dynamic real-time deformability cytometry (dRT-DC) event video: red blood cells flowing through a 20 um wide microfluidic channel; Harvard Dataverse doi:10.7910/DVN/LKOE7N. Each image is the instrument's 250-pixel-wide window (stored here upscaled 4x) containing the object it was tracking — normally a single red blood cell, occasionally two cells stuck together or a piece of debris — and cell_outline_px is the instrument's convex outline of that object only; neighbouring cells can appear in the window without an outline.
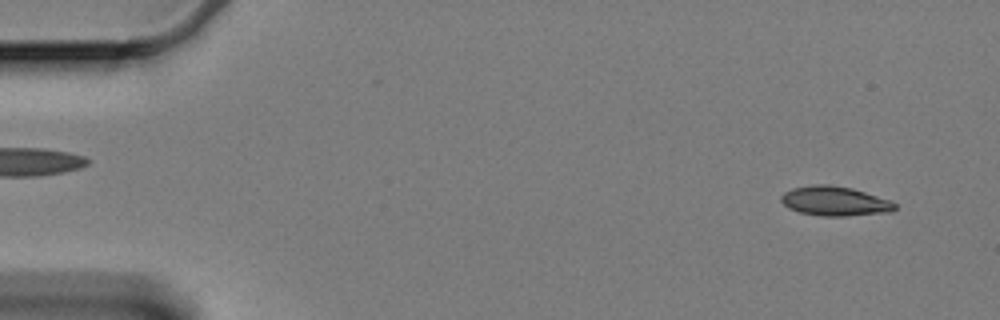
{"species": "Egyptian fruit bat (a non-hibernating species)", "species_latin": "Rousettus aegyptiacus", "temperature_condition": "cold", "stored_images_in_passage": 57, "camera_frame_rate_fps": 3000, "um_per_image_px": 0.085, "animal": {"sex": "female"}, "frame": {"image": 1, "passage_image": 1, "time_ms": 0.0, "image_size_px": [1000, 320], "cell_outline_px": [[896, 208], [892, 212], [848, 216], [820, 216], [800, 212], [788, 208], [780, 200], [780, 196], [784, 192], [792, 188], [812, 184], [832, 184], [852, 188], [888, 200], [896, 204]], "centroid_in_image_um": [70.92, 17.09], "position_along_channel_um": 14.1, "area_um2": 19.65}}
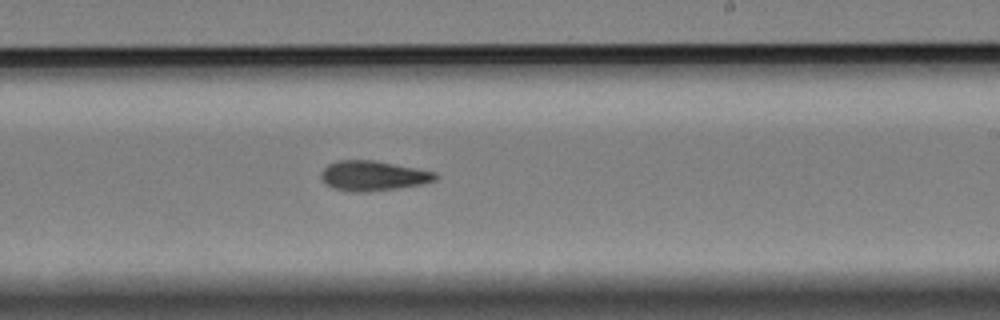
{"frame": {"image": 2, "passage_image": 33, "time_ms": 10.667, "image_size_px": [1000, 320], "cell_outline_px": [[440, 176], [436, 180], [424, 184], [400, 188], [368, 192], [352, 192], [332, 188], [324, 184], [320, 176], [320, 172], [328, 164], [340, 160], [372, 160], [436, 172]], "centroid_in_image_um": [31.71, 14.96], "position_along_channel_um": 257.3, "area_um2": 20.17}}
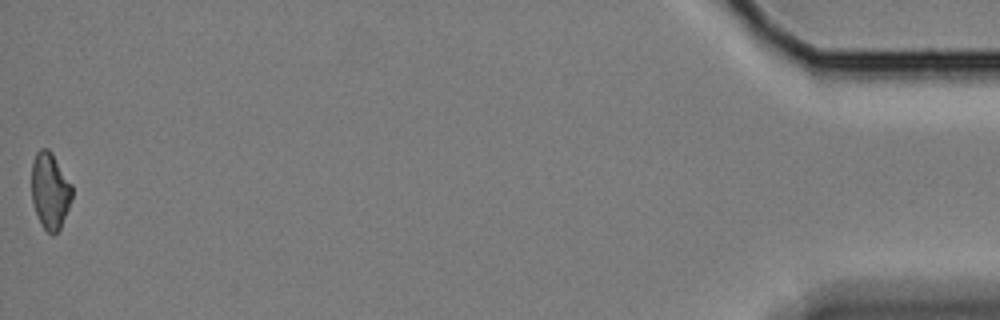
{"frame": {"image": 3, "passage_image": 57, "time_ms": 18.667, "image_size_px": [1000, 320], "cell_outline_px": [[72, 196], [68, 208], [60, 228], [52, 236], [44, 228], [36, 212], [32, 200], [32, 164], [36, 152], [40, 148], [48, 148], [52, 152], [72, 184]], "centroid_in_image_um": [4.26, 16.18], "position_along_channel_um": 430.9, "area_um2": 17.86}, "authors_computed_cell_mechanics": {"area_um2": 19.5364, "velocity_mm_per_s": 3.3254, "shape_relaxation_time_tau1_ms": 8.21, "shape_relaxation_time_tau2_ms": 4.5916, "deformation_change_tau1": 0.1795, "deformation_change_tau2": 0.1186}}